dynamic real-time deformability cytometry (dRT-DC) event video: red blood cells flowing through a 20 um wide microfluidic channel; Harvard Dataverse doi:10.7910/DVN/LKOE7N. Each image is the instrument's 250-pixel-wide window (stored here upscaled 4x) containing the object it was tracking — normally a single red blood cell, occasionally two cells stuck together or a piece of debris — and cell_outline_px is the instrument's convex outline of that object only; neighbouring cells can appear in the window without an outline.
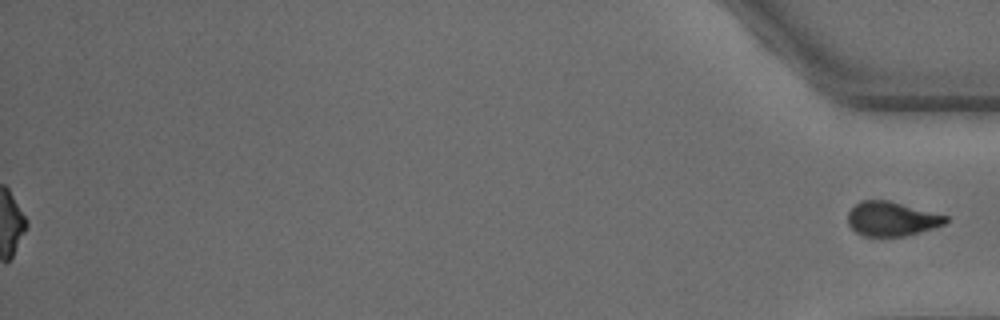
{"species": "common noctule bat (a hibernating species)", "species_latin": "Nyctalus noctula", "temperature_condition": "warm", "stored_images_in_passage": 51, "segment_of_instrument_passage": [2, 2], "camera_frame_rate_fps": 3000, "um_per_image_px": 0.085, "animal": {"sex": "male", "body_mass_g": 15.6}, "frame": {"image": 1, "passage_image": 51, "time_ms": 16.667, "image_size_px": [1000, 320], "cell_outline_px": [[948, 220], [944, 224], [932, 228], [904, 236], [864, 236], [856, 232], [848, 224], [848, 212], [860, 200], [888, 200], [948, 216]], "centroid_in_image_um": [75.77, 18.6], "position_along_channel_um": 359.4, "area_um2": 19.36}}